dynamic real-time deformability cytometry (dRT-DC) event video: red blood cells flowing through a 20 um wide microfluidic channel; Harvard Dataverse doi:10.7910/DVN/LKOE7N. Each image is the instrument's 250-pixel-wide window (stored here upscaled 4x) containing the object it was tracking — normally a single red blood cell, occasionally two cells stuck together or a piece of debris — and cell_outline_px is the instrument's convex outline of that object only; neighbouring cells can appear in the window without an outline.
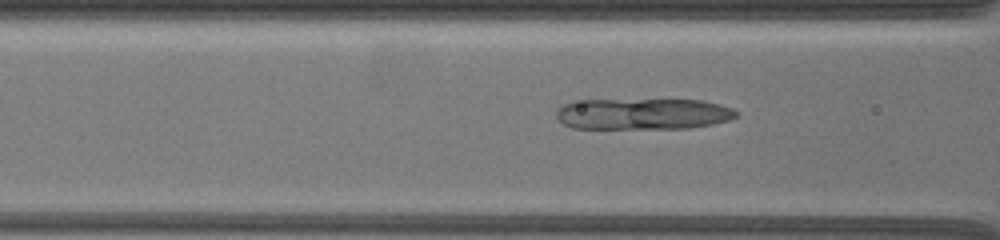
{"species": "common noctule bat (a hibernating species)", "species_latin": "Nyctalus noctula", "temperature_condition": "warm", "stored_images_in_passage": 27, "camera_frame_rate_fps": 3000, "um_per_image_px": 0.085, "animal": {"sex": "female", "body_mass_g": 19.5, "forearm_length_mm": 54.1}, "frame": {"image": 1, "passage_image": 26, "time_ms": 6.0, "image_size_px": [1000, 240], "cell_outline_px": [[740, 116], [728, 120], [712, 124], [688, 128], [572, 128], [556, 120], [556, 108], [572, 100], [700, 100], [732, 108], [740, 112]], "centroid_in_image_um": [54.61, 9.68], "position_along_channel_um": 112.0, "area_um2": 32.89}}